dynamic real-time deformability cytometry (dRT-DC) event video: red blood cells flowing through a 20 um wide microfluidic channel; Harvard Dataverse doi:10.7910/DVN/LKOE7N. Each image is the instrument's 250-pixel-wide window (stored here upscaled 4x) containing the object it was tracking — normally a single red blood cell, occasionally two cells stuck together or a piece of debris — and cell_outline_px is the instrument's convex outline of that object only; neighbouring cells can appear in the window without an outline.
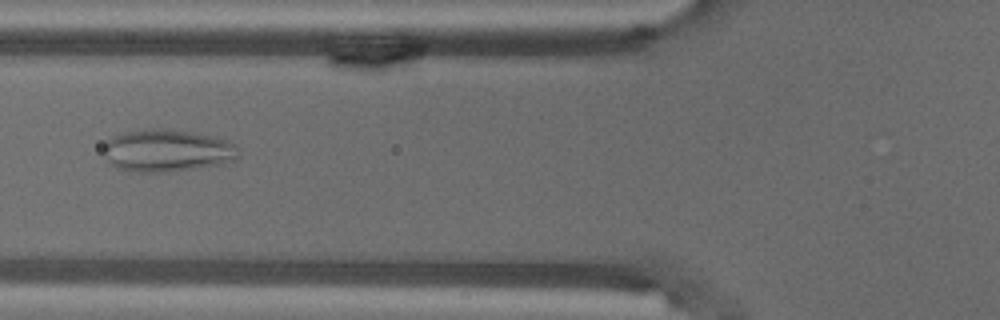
{"species": "common noctule bat (a hibernating species)", "species_latin": "Nyctalus noctula", "temperature_condition": "warm", "stored_images_in_passage": 43, "camera_frame_rate_fps": 3000, "um_per_image_px": 0.085, "animal": {"sex": "male", "body_mass_g": 18.8}, "frame": {"image": 1, "passage_image": 8, "time_ms": 2.333, "image_size_px": [1000, 320], "cell_outline_px": [[240, 156], [236, 160], [224, 164], [196, 168], [160, 172], [128, 172], [116, 168], [108, 164], [104, 156], [104, 144], [112, 136], [124, 132], [152, 128], [164, 128], [192, 132], [216, 136], [228, 140], [236, 144]], "centroid_in_image_um": [14.21, 12.8], "position_along_channel_um": 111.6, "area_um2": 33.99}}
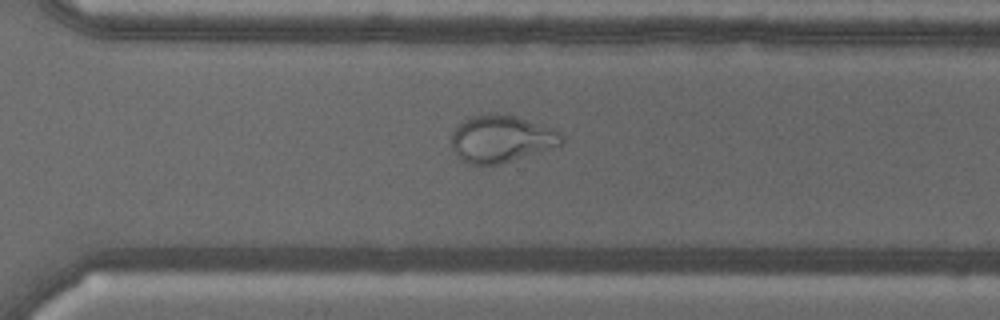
{"frame": {"image": 2, "passage_image": 26, "time_ms": 8.333, "image_size_px": [1000, 320], "cell_outline_px": [[564, 144], [500, 164], [468, 164], [460, 160], [452, 148], [452, 132], [468, 116], [488, 112], [496, 112], [516, 116], [552, 128], [560, 132], [564, 136]], "centroid_in_image_um": [42.6, 11.78], "position_along_channel_um": 328.0, "area_um2": 30.52}}
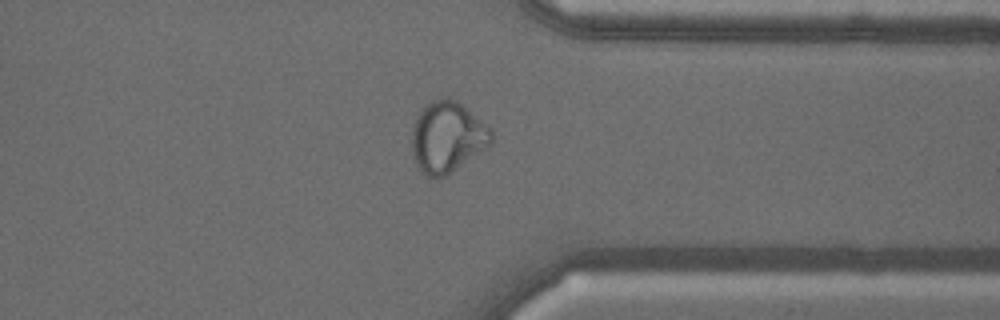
{"frame": {"image": 3, "passage_image": 30, "time_ms": 9.667, "image_size_px": [1000, 320], "cell_outline_px": [[492, 140], [488, 144], [444, 176], [436, 180], [420, 172], [416, 164], [412, 148], [412, 132], [416, 116], [432, 100], [440, 96], [448, 96], [456, 100], [488, 124], [492, 128]], "centroid_in_image_um": [37.99, 11.61], "position_along_channel_um": 373.4, "area_um2": 32.48}}